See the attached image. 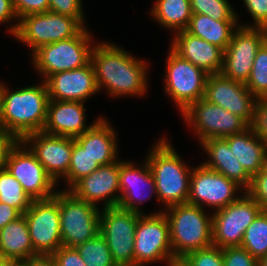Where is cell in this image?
I'll return each instance as SVG.
<instances>
[{"label":"cell","mask_w":267,"mask_h":266,"mask_svg":"<svg viewBox=\"0 0 267 266\" xmlns=\"http://www.w3.org/2000/svg\"><path fill=\"white\" fill-rule=\"evenodd\" d=\"M141 214L115 207H104L100 212L99 233L106 240L116 265L134 264V240Z\"/></svg>","instance_id":"cell-12"},{"label":"cell","mask_w":267,"mask_h":266,"mask_svg":"<svg viewBox=\"0 0 267 266\" xmlns=\"http://www.w3.org/2000/svg\"><path fill=\"white\" fill-rule=\"evenodd\" d=\"M82 6V0H49V11L73 17L85 27Z\"/></svg>","instance_id":"cell-38"},{"label":"cell","mask_w":267,"mask_h":266,"mask_svg":"<svg viewBox=\"0 0 267 266\" xmlns=\"http://www.w3.org/2000/svg\"><path fill=\"white\" fill-rule=\"evenodd\" d=\"M160 139L146 160L155 178L157 200L168 208L187 203L193 168L186 166L168 139Z\"/></svg>","instance_id":"cell-3"},{"label":"cell","mask_w":267,"mask_h":266,"mask_svg":"<svg viewBox=\"0 0 267 266\" xmlns=\"http://www.w3.org/2000/svg\"><path fill=\"white\" fill-rule=\"evenodd\" d=\"M258 266H267V255L259 260Z\"/></svg>","instance_id":"cell-50"},{"label":"cell","mask_w":267,"mask_h":266,"mask_svg":"<svg viewBox=\"0 0 267 266\" xmlns=\"http://www.w3.org/2000/svg\"><path fill=\"white\" fill-rule=\"evenodd\" d=\"M170 49L209 75L222 71L224 50L186 30L175 33Z\"/></svg>","instance_id":"cell-22"},{"label":"cell","mask_w":267,"mask_h":266,"mask_svg":"<svg viewBox=\"0 0 267 266\" xmlns=\"http://www.w3.org/2000/svg\"><path fill=\"white\" fill-rule=\"evenodd\" d=\"M37 254L52 255L62 246L59 191L46 200H33L23 214Z\"/></svg>","instance_id":"cell-13"},{"label":"cell","mask_w":267,"mask_h":266,"mask_svg":"<svg viewBox=\"0 0 267 266\" xmlns=\"http://www.w3.org/2000/svg\"><path fill=\"white\" fill-rule=\"evenodd\" d=\"M246 192L262 207L267 210V173L260 170L251 178L250 187Z\"/></svg>","instance_id":"cell-39"},{"label":"cell","mask_w":267,"mask_h":266,"mask_svg":"<svg viewBox=\"0 0 267 266\" xmlns=\"http://www.w3.org/2000/svg\"><path fill=\"white\" fill-rule=\"evenodd\" d=\"M192 14L190 0H157L151 9L153 18L175 33L187 28Z\"/></svg>","instance_id":"cell-29"},{"label":"cell","mask_w":267,"mask_h":266,"mask_svg":"<svg viewBox=\"0 0 267 266\" xmlns=\"http://www.w3.org/2000/svg\"><path fill=\"white\" fill-rule=\"evenodd\" d=\"M8 31L33 51L76 36L84 27L73 17L52 11L24 16Z\"/></svg>","instance_id":"cell-6"},{"label":"cell","mask_w":267,"mask_h":266,"mask_svg":"<svg viewBox=\"0 0 267 266\" xmlns=\"http://www.w3.org/2000/svg\"><path fill=\"white\" fill-rule=\"evenodd\" d=\"M0 252L6 261L18 264L38 255L34 251L23 214L0 230Z\"/></svg>","instance_id":"cell-26"},{"label":"cell","mask_w":267,"mask_h":266,"mask_svg":"<svg viewBox=\"0 0 267 266\" xmlns=\"http://www.w3.org/2000/svg\"><path fill=\"white\" fill-rule=\"evenodd\" d=\"M86 266H115L104 237L98 233L94 238L75 247Z\"/></svg>","instance_id":"cell-32"},{"label":"cell","mask_w":267,"mask_h":266,"mask_svg":"<svg viewBox=\"0 0 267 266\" xmlns=\"http://www.w3.org/2000/svg\"><path fill=\"white\" fill-rule=\"evenodd\" d=\"M24 266H56L52 255L38 254L22 263Z\"/></svg>","instance_id":"cell-47"},{"label":"cell","mask_w":267,"mask_h":266,"mask_svg":"<svg viewBox=\"0 0 267 266\" xmlns=\"http://www.w3.org/2000/svg\"><path fill=\"white\" fill-rule=\"evenodd\" d=\"M6 260L4 259L2 253L0 252V266L5 262Z\"/></svg>","instance_id":"cell-52"},{"label":"cell","mask_w":267,"mask_h":266,"mask_svg":"<svg viewBox=\"0 0 267 266\" xmlns=\"http://www.w3.org/2000/svg\"><path fill=\"white\" fill-rule=\"evenodd\" d=\"M223 266H258L259 261L243 247H224Z\"/></svg>","instance_id":"cell-37"},{"label":"cell","mask_w":267,"mask_h":266,"mask_svg":"<svg viewBox=\"0 0 267 266\" xmlns=\"http://www.w3.org/2000/svg\"><path fill=\"white\" fill-rule=\"evenodd\" d=\"M205 209L189 203L173 205L164 210L170 225V241L175 258L213 244L212 216Z\"/></svg>","instance_id":"cell-4"},{"label":"cell","mask_w":267,"mask_h":266,"mask_svg":"<svg viewBox=\"0 0 267 266\" xmlns=\"http://www.w3.org/2000/svg\"><path fill=\"white\" fill-rule=\"evenodd\" d=\"M84 102L49 100L43 132L75 138L94 123L86 125Z\"/></svg>","instance_id":"cell-23"},{"label":"cell","mask_w":267,"mask_h":266,"mask_svg":"<svg viewBox=\"0 0 267 266\" xmlns=\"http://www.w3.org/2000/svg\"><path fill=\"white\" fill-rule=\"evenodd\" d=\"M181 115L189 126L194 127L192 130L198 135L200 143L209 138H225L242 133L250 127L243 118L204 98L191 104Z\"/></svg>","instance_id":"cell-11"},{"label":"cell","mask_w":267,"mask_h":266,"mask_svg":"<svg viewBox=\"0 0 267 266\" xmlns=\"http://www.w3.org/2000/svg\"><path fill=\"white\" fill-rule=\"evenodd\" d=\"M167 266H188V264L182 258H176L171 260Z\"/></svg>","instance_id":"cell-48"},{"label":"cell","mask_w":267,"mask_h":266,"mask_svg":"<svg viewBox=\"0 0 267 266\" xmlns=\"http://www.w3.org/2000/svg\"><path fill=\"white\" fill-rule=\"evenodd\" d=\"M92 46L91 63L99 91L104 87L112 97L146 93L148 66L145 61L113 43Z\"/></svg>","instance_id":"cell-1"},{"label":"cell","mask_w":267,"mask_h":266,"mask_svg":"<svg viewBox=\"0 0 267 266\" xmlns=\"http://www.w3.org/2000/svg\"><path fill=\"white\" fill-rule=\"evenodd\" d=\"M242 194L212 214L213 245L220 248L241 246L245 230L263 210L246 191Z\"/></svg>","instance_id":"cell-9"},{"label":"cell","mask_w":267,"mask_h":266,"mask_svg":"<svg viewBox=\"0 0 267 266\" xmlns=\"http://www.w3.org/2000/svg\"><path fill=\"white\" fill-rule=\"evenodd\" d=\"M204 99L243 118L250 126L253 123L257 98L244 83L233 81L222 73L209 75Z\"/></svg>","instance_id":"cell-17"},{"label":"cell","mask_w":267,"mask_h":266,"mask_svg":"<svg viewBox=\"0 0 267 266\" xmlns=\"http://www.w3.org/2000/svg\"><path fill=\"white\" fill-rule=\"evenodd\" d=\"M100 167L97 161L86 152L75 140L72 138V154L69 170L65 181L71 188L82 177L90 175L93 171Z\"/></svg>","instance_id":"cell-33"},{"label":"cell","mask_w":267,"mask_h":266,"mask_svg":"<svg viewBox=\"0 0 267 266\" xmlns=\"http://www.w3.org/2000/svg\"><path fill=\"white\" fill-rule=\"evenodd\" d=\"M91 40L84 27L74 37L42 45L31 53L33 65L44 81L52 74L81 68L91 61Z\"/></svg>","instance_id":"cell-5"},{"label":"cell","mask_w":267,"mask_h":266,"mask_svg":"<svg viewBox=\"0 0 267 266\" xmlns=\"http://www.w3.org/2000/svg\"><path fill=\"white\" fill-rule=\"evenodd\" d=\"M240 247L258 261L267 255V210H262L245 230Z\"/></svg>","instance_id":"cell-30"},{"label":"cell","mask_w":267,"mask_h":266,"mask_svg":"<svg viewBox=\"0 0 267 266\" xmlns=\"http://www.w3.org/2000/svg\"><path fill=\"white\" fill-rule=\"evenodd\" d=\"M0 127L22 141L27 135L42 131L49 102L46 82L11 91L0 82Z\"/></svg>","instance_id":"cell-2"},{"label":"cell","mask_w":267,"mask_h":266,"mask_svg":"<svg viewBox=\"0 0 267 266\" xmlns=\"http://www.w3.org/2000/svg\"><path fill=\"white\" fill-rule=\"evenodd\" d=\"M59 210L62 246L76 247L99 233L97 205L83 201L67 189L59 192Z\"/></svg>","instance_id":"cell-7"},{"label":"cell","mask_w":267,"mask_h":266,"mask_svg":"<svg viewBox=\"0 0 267 266\" xmlns=\"http://www.w3.org/2000/svg\"><path fill=\"white\" fill-rule=\"evenodd\" d=\"M254 24L242 26L264 28L267 30V0H243Z\"/></svg>","instance_id":"cell-40"},{"label":"cell","mask_w":267,"mask_h":266,"mask_svg":"<svg viewBox=\"0 0 267 266\" xmlns=\"http://www.w3.org/2000/svg\"><path fill=\"white\" fill-rule=\"evenodd\" d=\"M238 22V20L216 21L207 15L193 13L185 30L225 51L234 30L239 26Z\"/></svg>","instance_id":"cell-28"},{"label":"cell","mask_w":267,"mask_h":266,"mask_svg":"<svg viewBox=\"0 0 267 266\" xmlns=\"http://www.w3.org/2000/svg\"><path fill=\"white\" fill-rule=\"evenodd\" d=\"M116 138V132L110 122L104 117H99L86 132L74 140L101 166L117 161Z\"/></svg>","instance_id":"cell-25"},{"label":"cell","mask_w":267,"mask_h":266,"mask_svg":"<svg viewBox=\"0 0 267 266\" xmlns=\"http://www.w3.org/2000/svg\"><path fill=\"white\" fill-rule=\"evenodd\" d=\"M18 19L13 0H0V23H6L11 20Z\"/></svg>","instance_id":"cell-46"},{"label":"cell","mask_w":267,"mask_h":266,"mask_svg":"<svg viewBox=\"0 0 267 266\" xmlns=\"http://www.w3.org/2000/svg\"><path fill=\"white\" fill-rule=\"evenodd\" d=\"M45 82L49 100L85 103L99 91L91 61L81 68L52 74Z\"/></svg>","instance_id":"cell-20"},{"label":"cell","mask_w":267,"mask_h":266,"mask_svg":"<svg viewBox=\"0 0 267 266\" xmlns=\"http://www.w3.org/2000/svg\"><path fill=\"white\" fill-rule=\"evenodd\" d=\"M20 140L0 127V170L6 169L9 154Z\"/></svg>","instance_id":"cell-44"},{"label":"cell","mask_w":267,"mask_h":266,"mask_svg":"<svg viewBox=\"0 0 267 266\" xmlns=\"http://www.w3.org/2000/svg\"><path fill=\"white\" fill-rule=\"evenodd\" d=\"M224 139L251 178L261 170L267 143L255 134L251 126L242 133L233 134Z\"/></svg>","instance_id":"cell-27"},{"label":"cell","mask_w":267,"mask_h":266,"mask_svg":"<svg viewBox=\"0 0 267 266\" xmlns=\"http://www.w3.org/2000/svg\"><path fill=\"white\" fill-rule=\"evenodd\" d=\"M20 182L7 170H0V202L16 208L24 214L32 203Z\"/></svg>","instance_id":"cell-31"},{"label":"cell","mask_w":267,"mask_h":266,"mask_svg":"<svg viewBox=\"0 0 267 266\" xmlns=\"http://www.w3.org/2000/svg\"><path fill=\"white\" fill-rule=\"evenodd\" d=\"M25 147L36 155L49 176L58 185V180L67 177L72 154V137L50 135L43 131L27 135Z\"/></svg>","instance_id":"cell-18"},{"label":"cell","mask_w":267,"mask_h":266,"mask_svg":"<svg viewBox=\"0 0 267 266\" xmlns=\"http://www.w3.org/2000/svg\"><path fill=\"white\" fill-rule=\"evenodd\" d=\"M52 256L54 257L56 266H86L75 247L61 246Z\"/></svg>","instance_id":"cell-43"},{"label":"cell","mask_w":267,"mask_h":266,"mask_svg":"<svg viewBox=\"0 0 267 266\" xmlns=\"http://www.w3.org/2000/svg\"><path fill=\"white\" fill-rule=\"evenodd\" d=\"M119 187L120 197L117 206L143 214L139 205L148 200L154 192L155 194L157 192L155 178L147 160L142 167L138 168L134 166L132 161L120 160Z\"/></svg>","instance_id":"cell-21"},{"label":"cell","mask_w":267,"mask_h":266,"mask_svg":"<svg viewBox=\"0 0 267 266\" xmlns=\"http://www.w3.org/2000/svg\"><path fill=\"white\" fill-rule=\"evenodd\" d=\"M23 141H19L11 150L6 169L20 182L24 191L32 200L52 198L56 183L46 172L36 155Z\"/></svg>","instance_id":"cell-15"},{"label":"cell","mask_w":267,"mask_h":266,"mask_svg":"<svg viewBox=\"0 0 267 266\" xmlns=\"http://www.w3.org/2000/svg\"><path fill=\"white\" fill-rule=\"evenodd\" d=\"M241 186L224 175L205 167L203 164L193 168L190 178V192L187 203L200 206L203 204L215 211L236 201Z\"/></svg>","instance_id":"cell-16"},{"label":"cell","mask_w":267,"mask_h":266,"mask_svg":"<svg viewBox=\"0 0 267 266\" xmlns=\"http://www.w3.org/2000/svg\"><path fill=\"white\" fill-rule=\"evenodd\" d=\"M18 263L12 261H5L1 266H16Z\"/></svg>","instance_id":"cell-51"},{"label":"cell","mask_w":267,"mask_h":266,"mask_svg":"<svg viewBox=\"0 0 267 266\" xmlns=\"http://www.w3.org/2000/svg\"><path fill=\"white\" fill-rule=\"evenodd\" d=\"M166 62L164 89L182 113L191 104L204 98L209 74L181 58L172 49Z\"/></svg>","instance_id":"cell-10"},{"label":"cell","mask_w":267,"mask_h":266,"mask_svg":"<svg viewBox=\"0 0 267 266\" xmlns=\"http://www.w3.org/2000/svg\"><path fill=\"white\" fill-rule=\"evenodd\" d=\"M192 13L204 14L216 21L239 20L237 12L227 0H190Z\"/></svg>","instance_id":"cell-35"},{"label":"cell","mask_w":267,"mask_h":266,"mask_svg":"<svg viewBox=\"0 0 267 266\" xmlns=\"http://www.w3.org/2000/svg\"><path fill=\"white\" fill-rule=\"evenodd\" d=\"M18 20L24 16L49 11V0H13Z\"/></svg>","instance_id":"cell-42"},{"label":"cell","mask_w":267,"mask_h":266,"mask_svg":"<svg viewBox=\"0 0 267 266\" xmlns=\"http://www.w3.org/2000/svg\"><path fill=\"white\" fill-rule=\"evenodd\" d=\"M251 127L255 134L267 143V97L257 99Z\"/></svg>","instance_id":"cell-41"},{"label":"cell","mask_w":267,"mask_h":266,"mask_svg":"<svg viewBox=\"0 0 267 266\" xmlns=\"http://www.w3.org/2000/svg\"><path fill=\"white\" fill-rule=\"evenodd\" d=\"M176 259L170 241V225L163 210L141 214L137 221L134 240V264L145 266L153 262Z\"/></svg>","instance_id":"cell-8"},{"label":"cell","mask_w":267,"mask_h":266,"mask_svg":"<svg viewBox=\"0 0 267 266\" xmlns=\"http://www.w3.org/2000/svg\"><path fill=\"white\" fill-rule=\"evenodd\" d=\"M115 266H142L138 264H120V265H115Z\"/></svg>","instance_id":"cell-53"},{"label":"cell","mask_w":267,"mask_h":266,"mask_svg":"<svg viewBox=\"0 0 267 266\" xmlns=\"http://www.w3.org/2000/svg\"><path fill=\"white\" fill-rule=\"evenodd\" d=\"M245 85L257 99L267 97V41L258 49Z\"/></svg>","instance_id":"cell-34"},{"label":"cell","mask_w":267,"mask_h":266,"mask_svg":"<svg viewBox=\"0 0 267 266\" xmlns=\"http://www.w3.org/2000/svg\"><path fill=\"white\" fill-rule=\"evenodd\" d=\"M21 215L16 208L0 202V230Z\"/></svg>","instance_id":"cell-45"},{"label":"cell","mask_w":267,"mask_h":266,"mask_svg":"<svg viewBox=\"0 0 267 266\" xmlns=\"http://www.w3.org/2000/svg\"><path fill=\"white\" fill-rule=\"evenodd\" d=\"M266 39V29L239 25L224 51L221 73L233 81L246 84L257 51Z\"/></svg>","instance_id":"cell-14"},{"label":"cell","mask_w":267,"mask_h":266,"mask_svg":"<svg viewBox=\"0 0 267 266\" xmlns=\"http://www.w3.org/2000/svg\"><path fill=\"white\" fill-rule=\"evenodd\" d=\"M261 170L263 172L267 173V149H266L265 154H264V160H263V165H262Z\"/></svg>","instance_id":"cell-49"},{"label":"cell","mask_w":267,"mask_h":266,"mask_svg":"<svg viewBox=\"0 0 267 266\" xmlns=\"http://www.w3.org/2000/svg\"><path fill=\"white\" fill-rule=\"evenodd\" d=\"M201 146L211 158L202 163L205 167L235 181L243 188L241 191H246L250 187L251 177L232 153L224 138H209L201 142Z\"/></svg>","instance_id":"cell-24"},{"label":"cell","mask_w":267,"mask_h":266,"mask_svg":"<svg viewBox=\"0 0 267 266\" xmlns=\"http://www.w3.org/2000/svg\"><path fill=\"white\" fill-rule=\"evenodd\" d=\"M119 171L120 161L117 159L111 164L101 165L90 175L82 177L68 190L76 197L94 205L103 200V208L115 207L120 197Z\"/></svg>","instance_id":"cell-19"},{"label":"cell","mask_w":267,"mask_h":266,"mask_svg":"<svg viewBox=\"0 0 267 266\" xmlns=\"http://www.w3.org/2000/svg\"><path fill=\"white\" fill-rule=\"evenodd\" d=\"M182 259L188 266H223L222 248L213 244L206 248L191 251Z\"/></svg>","instance_id":"cell-36"}]
</instances>
